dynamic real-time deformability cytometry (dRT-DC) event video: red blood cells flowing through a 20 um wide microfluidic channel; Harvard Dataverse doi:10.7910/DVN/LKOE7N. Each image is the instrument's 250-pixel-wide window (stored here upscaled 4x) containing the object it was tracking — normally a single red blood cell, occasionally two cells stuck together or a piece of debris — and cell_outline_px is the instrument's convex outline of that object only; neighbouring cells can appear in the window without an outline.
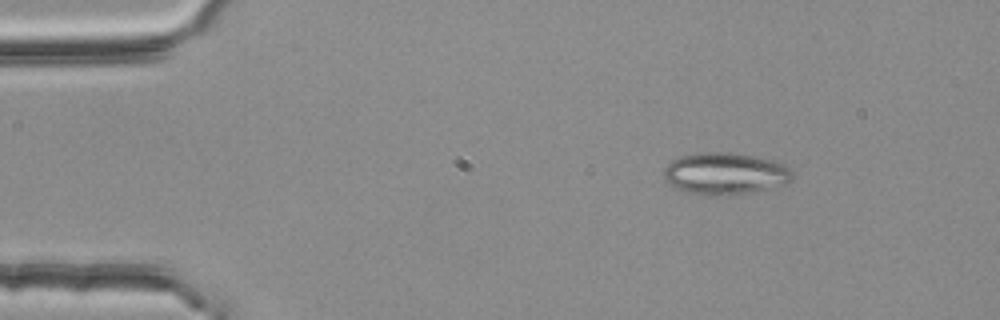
{"species": "common noctule bat (a hibernating species)", "species_latin": "Nyctalus noctula", "temperature_condition": "room temperature", "stored_images_in_passage": 3, "camera_frame_rate_fps": 3000, "um_per_image_px": 0.085, "animal": {"sex": "female", "body_mass_g": 25.1}, "frame": {"image": 1, "passage_image": 1, "time_ms": 0.0, "image_size_px": [1000, 320], "cell_outline_px": [[792, 180], [788, 184], [728, 196], [708, 196], [688, 192], [676, 188], [664, 180], [664, 168], [672, 160], [680, 156], [704, 152], [724, 152], [756, 156], [772, 160], [784, 164], [792, 168]], "centroid_in_image_um": [61.65, 14.76], "position_along_channel_um": 23.4, "area_um2": 31.62}}